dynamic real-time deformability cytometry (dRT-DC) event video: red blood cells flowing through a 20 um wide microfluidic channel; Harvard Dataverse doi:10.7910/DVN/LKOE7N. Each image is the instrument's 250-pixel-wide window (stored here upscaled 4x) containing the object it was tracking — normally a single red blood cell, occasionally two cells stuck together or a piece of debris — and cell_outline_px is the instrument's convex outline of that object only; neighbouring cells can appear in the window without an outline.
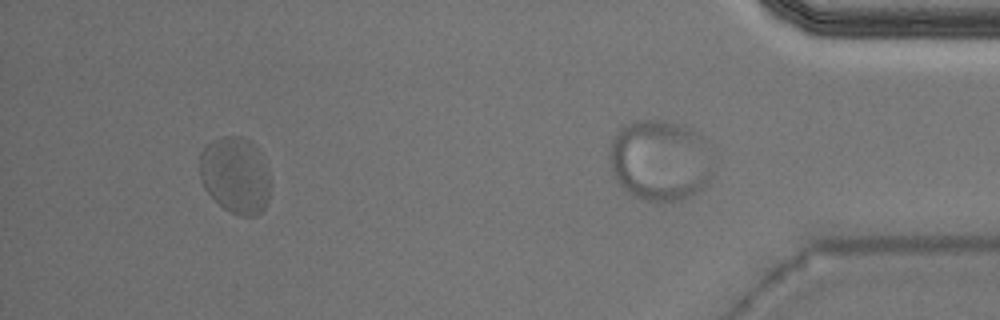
{"species": "Egyptian fruit bat (a non-hibernating species)", "species_latin": "Rousettus aegyptiacus", "temperature_condition": "warm", "stored_images_in_passage": 32, "camera_frame_rate_fps": 3000, "um_per_image_px": 0.085, "animal": {"sex": "male"}, "frame": {"image": 1, "passage_image": 28, "time_ms": 9.0, "image_size_px": [1000, 320], "cell_outline_px": [[268, 200], [264, 208], [256, 216], [240, 216], [224, 208], [204, 188], [200, 180], [200, 152], [212, 140], [224, 136], [240, 136], [252, 140], [256, 144], [268, 172]], "centroid_in_image_um": [19.99, 14.86], "position_along_channel_um": 415.2, "area_um2": 31.44}}